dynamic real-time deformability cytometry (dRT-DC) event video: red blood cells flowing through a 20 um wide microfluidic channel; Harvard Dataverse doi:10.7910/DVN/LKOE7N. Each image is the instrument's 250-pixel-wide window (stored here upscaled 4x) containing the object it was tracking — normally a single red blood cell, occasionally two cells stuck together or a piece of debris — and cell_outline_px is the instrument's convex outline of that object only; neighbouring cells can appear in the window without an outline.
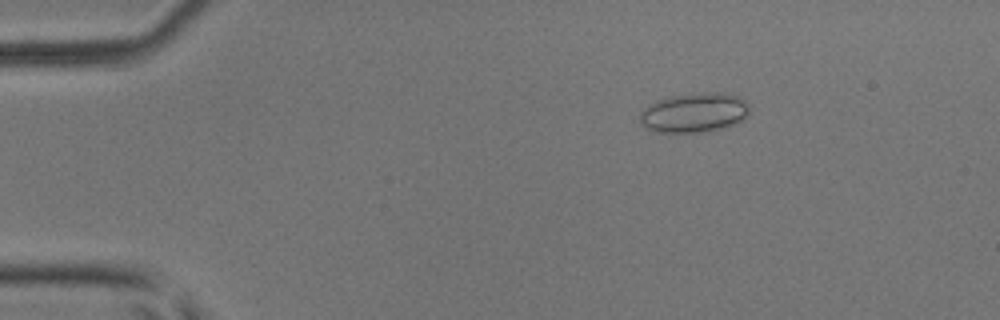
{"species": "common noctule bat (a hibernating species)", "species_latin": "Nyctalus noctula", "temperature_condition": "room temperature", "stored_images_in_passage": 3, "camera_frame_rate_fps": 3000, "um_per_image_px": 0.085, "animal": {"sex": "male", "body_mass_g": 17.9, "forearm_length_mm": 54.2}, "frame": {"image": 1, "passage_image": 1, "time_ms": 0.0, "image_size_px": [1000, 320], "cell_outline_px": [[748, 112], [740, 120], [732, 124], [708, 132], [656, 132], [640, 124], [640, 112], [648, 104], [656, 100], [668, 96], [692, 92], [720, 92], [740, 96], [748, 104]], "centroid_in_image_um": [58.96, 9.55], "position_along_channel_um": 26.0, "area_um2": 25.43}}